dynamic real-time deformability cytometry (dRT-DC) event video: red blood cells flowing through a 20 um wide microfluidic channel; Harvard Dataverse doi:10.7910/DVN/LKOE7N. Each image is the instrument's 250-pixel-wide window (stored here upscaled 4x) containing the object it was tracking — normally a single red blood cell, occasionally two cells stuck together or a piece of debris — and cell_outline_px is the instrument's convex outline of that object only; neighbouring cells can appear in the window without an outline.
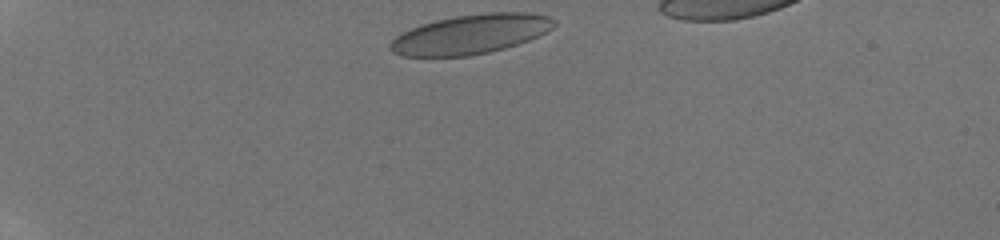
{"species": "human", "species_latin": "Homo sapiens", "temperature_condition": "room temperature", "stored_images_in_passage": 9, "camera_frame_rate_fps": 3000, "um_per_image_px": 0.085, "donor": {"sex": "male"}, "frame": {"image": 1, "passage_image": 1, "time_ms": 0.0, "image_size_px": [1000, 240], "cell_outline_px": [[556, 24], [552, 28], [528, 40], [504, 48], [488, 52], [468, 56], [400, 56], [392, 52], [388, 48], [388, 44], [396, 36], [420, 24], [436, 20], [456, 16], [492, 12], [528, 12], [548, 16], [556, 20]], "centroid_in_image_um": [39.98, 2.91], "position_along_channel_um": 45.0, "area_um2": 37.45}}